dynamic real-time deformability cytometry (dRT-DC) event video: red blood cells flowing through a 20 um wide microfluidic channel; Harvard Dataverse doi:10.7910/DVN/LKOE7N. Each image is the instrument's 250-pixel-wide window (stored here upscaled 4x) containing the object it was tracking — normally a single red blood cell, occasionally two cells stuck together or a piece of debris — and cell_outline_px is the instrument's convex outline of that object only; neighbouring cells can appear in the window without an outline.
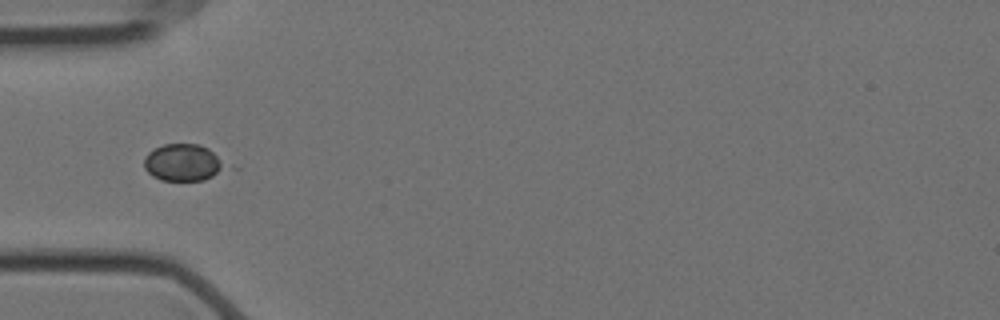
{"species": "Egyptian fruit bat (a non-hibernating species)", "species_latin": "Rousettus aegyptiacus", "temperature_condition": "cold", "stored_images_in_passage": 40, "camera_frame_rate_fps": 3000, "um_per_image_px": 0.085, "animal": {"sex": "female"}, "frame": {"image": 1, "passage_image": 1, "time_ms": 0.0, "image_size_px": [1000, 320], "cell_outline_px": [[240, 168], [204, 180], [160, 180], [152, 176], [144, 168], [144, 156], [148, 152], [164, 144], [200, 144], [208, 148]], "centroid_in_image_um": [15.79, 13.84], "position_along_channel_um": 69.2, "area_um2": 18.73}}
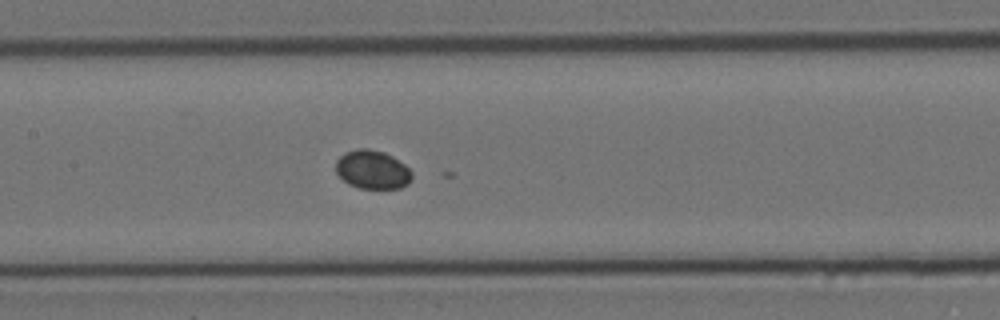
{"frame": {"image": 2, "passage_image": 10, "time_ms": 3.0, "image_size_px": [1000, 320], "cell_outline_px": [[412, 180], [408, 184], [400, 188], [360, 188], [348, 184], [336, 172], [336, 160], [344, 152], [356, 148], [368, 148], [384, 152], [392, 156], [404, 164], [412, 172]], "centroid_in_image_um": [31.65, 14.41], "position_along_channel_um": 175.7, "area_um2": 17.22}}
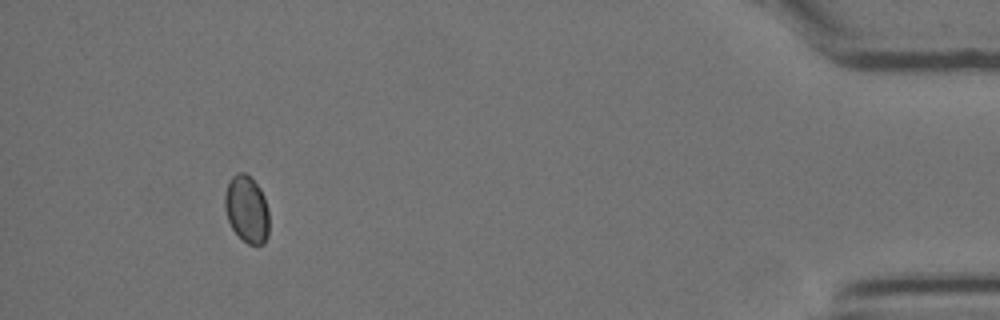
{"frame": {"image": 3, "passage_image": 36, "time_ms": 11.667, "image_size_px": [1000, 320], "cell_outline_px": [[268, 236], [264, 244], [248, 244], [232, 228], [228, 220], [224, 208], [224, 196], [228, 180], [236, 172], [244, 172], [260, 188], [264, 196], [268, 208]], "centroid_in_image_um": [20.96, 17.76], "position_along_channel_um": 414.2, "area_um2": 17.34}}